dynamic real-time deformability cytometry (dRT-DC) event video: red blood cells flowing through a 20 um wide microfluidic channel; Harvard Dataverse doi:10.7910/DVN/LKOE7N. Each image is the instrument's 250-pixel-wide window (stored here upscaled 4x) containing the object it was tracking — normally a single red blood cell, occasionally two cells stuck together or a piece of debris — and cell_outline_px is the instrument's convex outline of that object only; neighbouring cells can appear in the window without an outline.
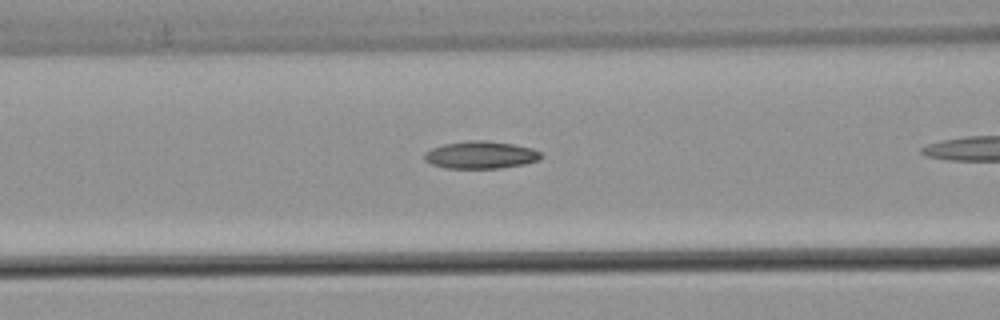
{"species": "common noctule bat (a hibernating species)", "species_latin": "Nyctalus noctula", "temperature_condition": "warm", "stored_images_in_passage": 15, "camera_frame_rate_fps": 3000, "um_per_image_px": 0.085, "animal": {"sex": "male", "body_mass_g": 21.5, "forearm_length_mm": 52.0}, "frame": {"image": 1, "passage_image": 7, "time_ms": 2.0, "image_size_px": [1000, 320], "cell_outline_px": [[544, 156], [540, 160], [524, 164], [500, 168], [444, 168], [432, 164], [424, 160], [424, 152], [432, 148], [444, 144], [468, 140], [488, 140], [512, 144], [532, 148], [540, 152]], "centroid_in_image_um": [40.87, 13.16], "position_along_channel_um": 125.7, "area_um2": 18.79}}